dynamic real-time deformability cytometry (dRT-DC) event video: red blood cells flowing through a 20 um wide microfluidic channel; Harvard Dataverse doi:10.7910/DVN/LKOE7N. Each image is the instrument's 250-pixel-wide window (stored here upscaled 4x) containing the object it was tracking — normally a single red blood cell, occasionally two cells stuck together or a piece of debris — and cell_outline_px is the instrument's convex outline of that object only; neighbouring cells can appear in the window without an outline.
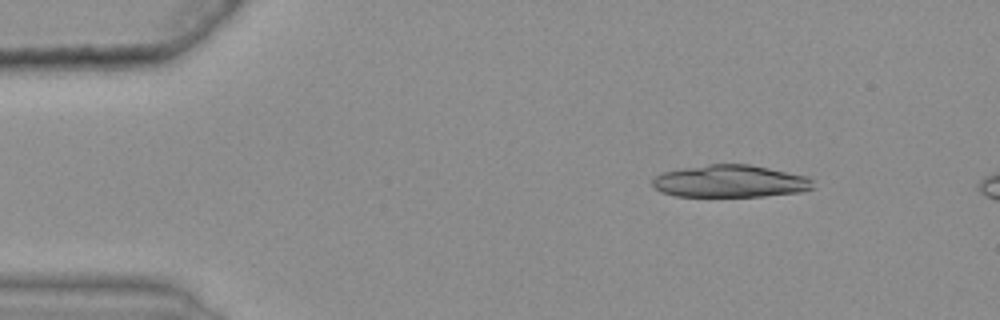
{"species": "common noctule bat (a hibernating species)", "species_latin": "Nyctalus noctula", "temperature_condition": "warm", "stored_images_in_passage": 6, "camera_frame_rate_fps": 3000, "um_per_image_px": 0.085, "animal": {"sex": "female", "body_mass_g": 25.1}, "frame": {"image": 1, "passage_image": 1, "time_ms": 0.0, "image_size_px": [1000, 320], "cell_outline_px": [[816, 188], [800, 192], [764, 196], [676, 196], [660, 192], [652, 184], [652, 180], [660, 172], [680, 168], [708, 164], [748, 164], [808, 176], [812, 180]], "centroid_in_image_um": [62.07, 15.4], "position_along_channel_um": 22.9, "area_um2": 30.46}}